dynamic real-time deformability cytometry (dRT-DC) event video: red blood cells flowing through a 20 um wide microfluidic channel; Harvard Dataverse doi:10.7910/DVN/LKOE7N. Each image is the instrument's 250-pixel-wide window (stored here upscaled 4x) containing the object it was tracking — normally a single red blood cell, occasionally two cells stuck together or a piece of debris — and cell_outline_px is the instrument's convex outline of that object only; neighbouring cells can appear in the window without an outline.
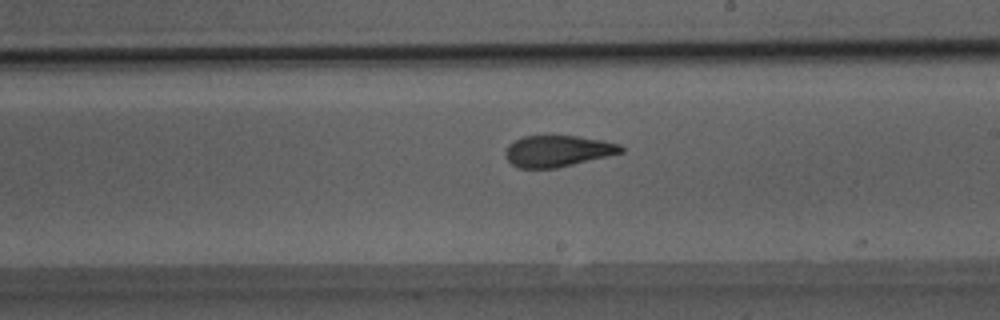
{"species": "Egyptian fruit bat (a non-hibernating species)", "species_latin": "Rousettus aegyptiacus", "temperature_condition": "room temperature", "stored_images_in_passage": 47, "camera_frame_rate_fps": 3000, "um_per_image_px": 0.085, "animal": {"sex": "male"}, "frame": {"image": 1, "passage_image": 30, "time_ms": 9.667, "image_size_px": [1000, 320], "cell_outline_px": [[624, 152], [556, 168], [516, 168], [508, 160], [504, 152], [508, 144], [524, 136], [576, 136], [604, 140], [620, 144], [624, 148]], "centroid_in_image_um": [47.4, 12.84], "position_along_channel_um": 241.6, "area_um2": 21.04}}
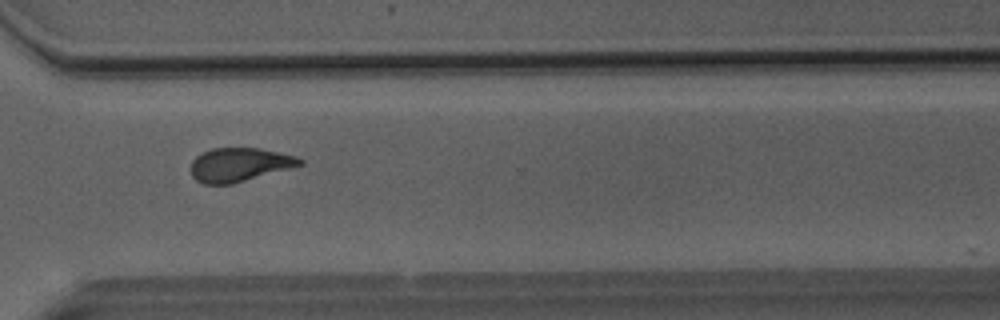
{"frame": {"image": 2, "passage_image": 38, "time_ms": 12.333, "image_size_px": [1000, 320], "cell_outline_px": [[304, 164], [232, 184], [204, 184], [196, 180], [192, 176], [192, 160], [200, 152], [212, 148], [260, 148], [296, 156], [304, 160]], "centroid_in_image_um": [20.34, 13.99], "position_along_channel_um": 350.3, "area_um2": 21.39}}
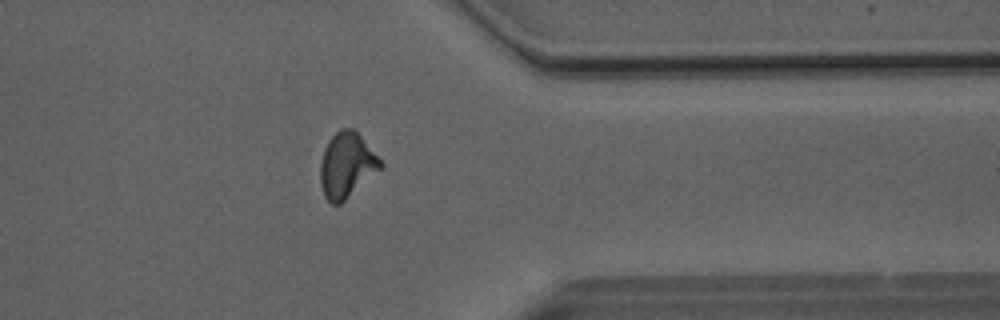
{"frame": {"image": 3, "passage_image": 41, "time_ms": 13.333, "image_size_px": [1000, 320], "cell_outline_px": [[384, 164], [380, 168], [340, 204], [332, 204], [324, 196], [320, 184], [320, 164], [324, 148], [328, 140], [340, 128], [352, 128], [360, 136]], "centroid_in_image_um": [29.42, 14.03], "position_along_channel_um": 382.0, "area_um2": 22.37}, "authors_computed_cell_mechanics": {"area_um2": 22.3686, "velocity_mm_per_s": 4.0787, "shape_relaxation_time_tau1_ms": null, "shape_relaxation_time_tau2_ms": 2.7601, "deformation_change_tau1": null, "deformation_change_tau2": 0.1006}}